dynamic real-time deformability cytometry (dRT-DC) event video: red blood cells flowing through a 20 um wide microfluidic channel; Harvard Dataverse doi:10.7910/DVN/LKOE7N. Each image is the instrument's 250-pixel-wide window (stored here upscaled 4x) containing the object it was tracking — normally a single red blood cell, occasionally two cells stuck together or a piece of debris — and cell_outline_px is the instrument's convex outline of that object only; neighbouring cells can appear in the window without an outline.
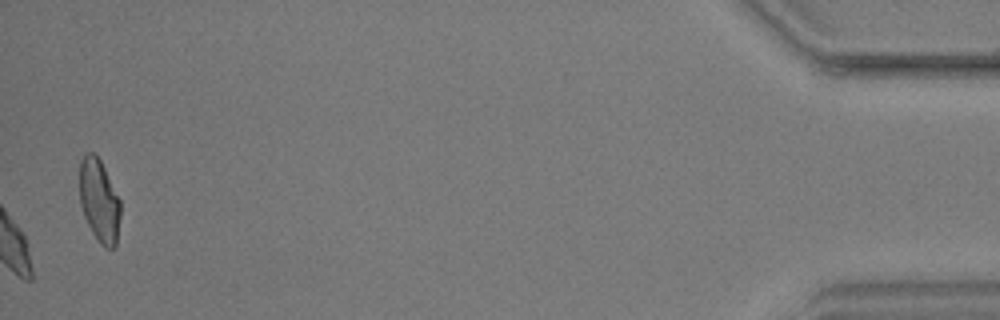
{"species": "common noctule bat (a hibernating species)", "species_latin": "Nyctalus noctula", "temperature_condition": "warm", "stored_images_in_passage": 43, "camera_frame_rate_fps": 3000, "um_per_image_px": 0.085, "animal": {"sex": "male", "body_mass_g": 17.9, "forearm_length_mm": 54.2}, "frame": {"image": 1, "passage_image": 43, "time_ms": 14.0, "image_size_px": [1000, 320], "cell_outline_px": [[120, 216], [116, 244], [112, 248], [104, 248], [100, 244], [92, 232], [84, 216], [80, 204], [80, 160], [88, 152], [92, 152], [100, 160], [120, 200]], "centroid_in_image_um": [8.43, 17.08], "position_along_channel_um": 426.8, "area_um2": 19.54}}